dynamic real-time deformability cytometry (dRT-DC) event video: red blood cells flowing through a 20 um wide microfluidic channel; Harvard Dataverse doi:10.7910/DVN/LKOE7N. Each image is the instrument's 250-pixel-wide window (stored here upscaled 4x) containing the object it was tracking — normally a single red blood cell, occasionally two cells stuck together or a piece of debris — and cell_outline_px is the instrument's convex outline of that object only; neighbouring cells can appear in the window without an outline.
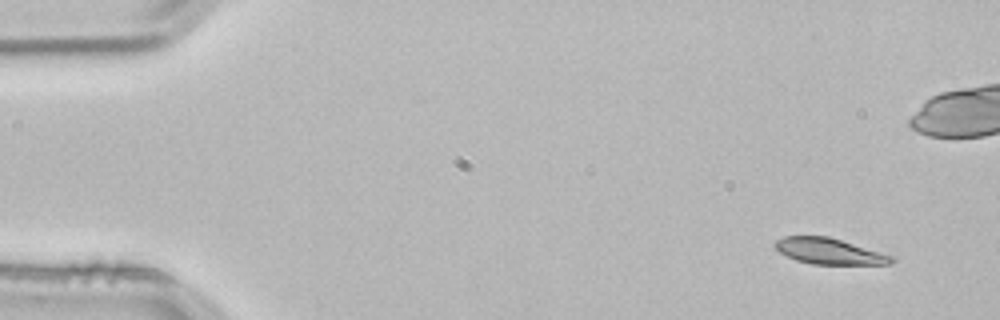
{"species": "common noctule bat (a hibernating species)", "species_latin": "Nyctalus noctula", "temperature_condition": "room temperature", "stored_images_in_passage": 5, "camera_frame_rate_fps": 3000, "um_per_image_px": 0.085, "animal": {"sex": "male", "body_mass_g": 21.5, "forearm_length_mm": 52.0}, "frame": {"image": 1, "passage_image": 1, "time_ms": 0.0, "image_size_px": [1000, 320], "cell_outline_px": [[896, 260], [892, 264], [812, 264], [796, 260], [780, 252], [772, 244], [776, 240], [784, 236], [828, 236], [892, 256]], "centroid_in_image_um": [70.45, 21.35], "position_along_channel_um": 14.5, "area_um2": 17.4}}